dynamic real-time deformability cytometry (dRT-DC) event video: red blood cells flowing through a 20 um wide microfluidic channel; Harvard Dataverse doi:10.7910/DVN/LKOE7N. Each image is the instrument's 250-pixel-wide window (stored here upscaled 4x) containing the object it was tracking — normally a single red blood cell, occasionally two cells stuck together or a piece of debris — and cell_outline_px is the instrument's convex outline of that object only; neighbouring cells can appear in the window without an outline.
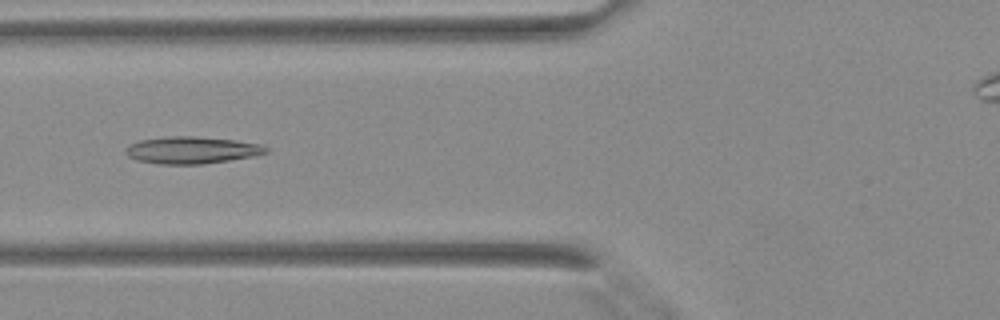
{"species": "Egyptian fruit bat (a non-hibernating species)", "species_latin": "Rousettus aegyptiacus", "temperature_condition": "warm", "stored_images_in_passage": 42, "camera_frame_rate_fps": 3000, "um_per_image_px": 0.085, "animal": {"sex": "female"}, "frame": {"image": 1, "passage_image": 16, "time_ms": 5.0, "image_size_px": [1000, 320], "cell_outline_px": [[268, 152], [252, 156], [204, 164], [160, 164], [136, 160], [128, 156], [124, 152], [124, 148], [140, 140], [168, 136], [196, 136], [236, 140], [264, 144], [268, 148]], "centroid_in_image_um": [16.3, 12.75], "position_along_channel_um": 109.5, "area_um2": 22.2}}
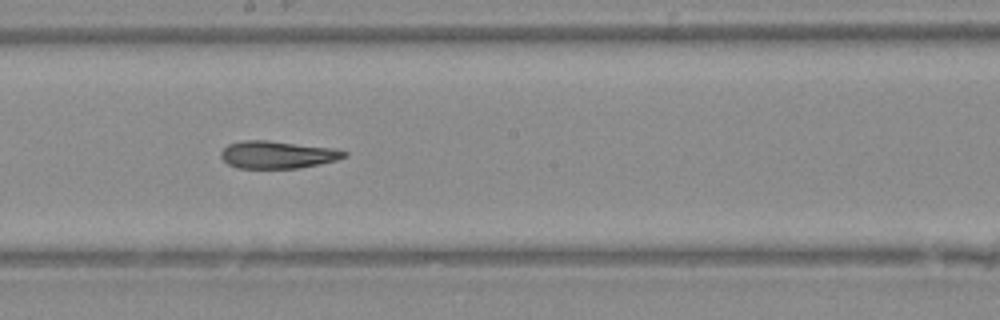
{"frame": {"image": 2, "passage_image": 23, "time_ms": 7.333, "image_size_px": [1000, 320], "cell_outline_px": [[348, 156], [336, 160], [320, 164], [300, 168], [236, 168], [228, 164], [220, 156], [220, 152], [228, 144], [244, 140], [268, 140], [332, 148], [348, 152]], "centroid_in_image_um": [23.58, 13.15], "position_along_channel_um": 224.6, "area_um2": 19.77}}
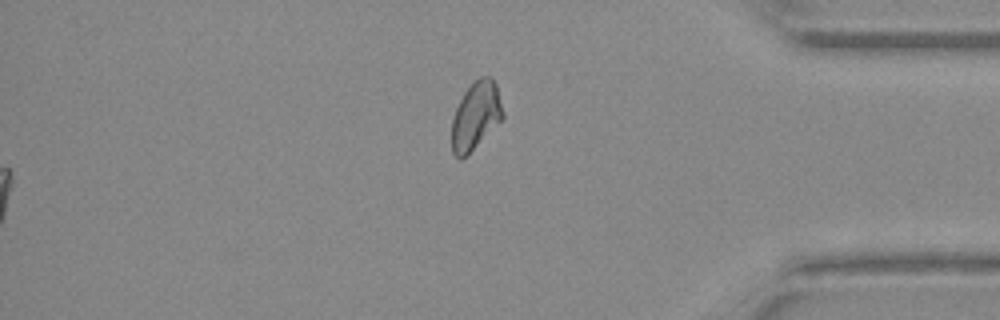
{"frame": {"image": 3, "passage_image": 42, "time_ms": 13.667, "image_size_px": [1000, 320], "cell_outline_px": [[504, 116], [460, 160], [452, 152], [452, 116], [464, 92], [480, 76], [492, 76], [496, 84], [504, 112]], "centroid_in_image_um": [40.43, 9.78], "position_along_channel_um": 394.8, "area_um2": 19.59}}